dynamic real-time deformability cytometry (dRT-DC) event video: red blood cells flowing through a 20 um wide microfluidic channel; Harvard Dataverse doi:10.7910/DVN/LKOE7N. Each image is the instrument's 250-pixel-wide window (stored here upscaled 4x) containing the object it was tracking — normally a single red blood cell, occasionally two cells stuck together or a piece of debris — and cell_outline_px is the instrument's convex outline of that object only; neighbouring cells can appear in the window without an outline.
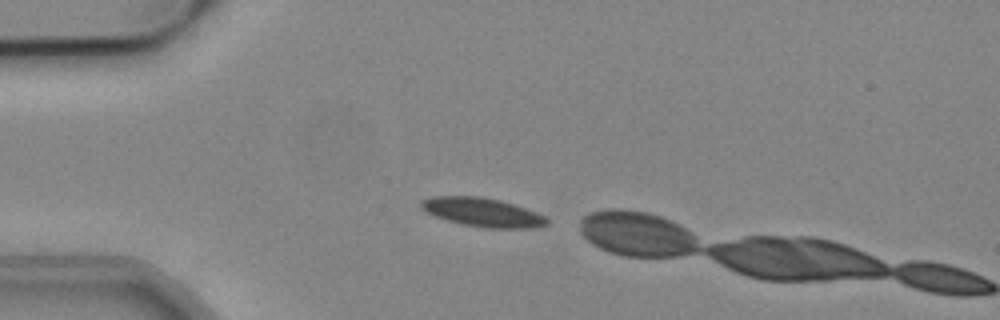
{"species": "common noctule bat (a hibernating species)", "species_latin": "Nyctalus noctula", "temperature_condition": "cold", "stored_images_in_passage": 2, "camera_frame_rate_fps": 3000, "um_per_image_px": 0.085, "animal": {"sex": "male", "body_mass_g": 19.2, "forearm_length_mm": 51.8}, "frame": {"image": 1, "passage_image": 1, "time_ms": 0.0, "image_size_px": [1000, 320], "cell_outline_px": [[548, 224], [532, 228], [484, 228], [464, 224], [448, 220], [436, 216], [420, 208], [420, 200], [432, 196], [480, 196], [500, 200], [536, 212], [544, 216], [548, 220]], "centroid_in_image_um": [40.99, 18.04], "position_along_channel_um": 44.0, "area_um2": 20.92}}